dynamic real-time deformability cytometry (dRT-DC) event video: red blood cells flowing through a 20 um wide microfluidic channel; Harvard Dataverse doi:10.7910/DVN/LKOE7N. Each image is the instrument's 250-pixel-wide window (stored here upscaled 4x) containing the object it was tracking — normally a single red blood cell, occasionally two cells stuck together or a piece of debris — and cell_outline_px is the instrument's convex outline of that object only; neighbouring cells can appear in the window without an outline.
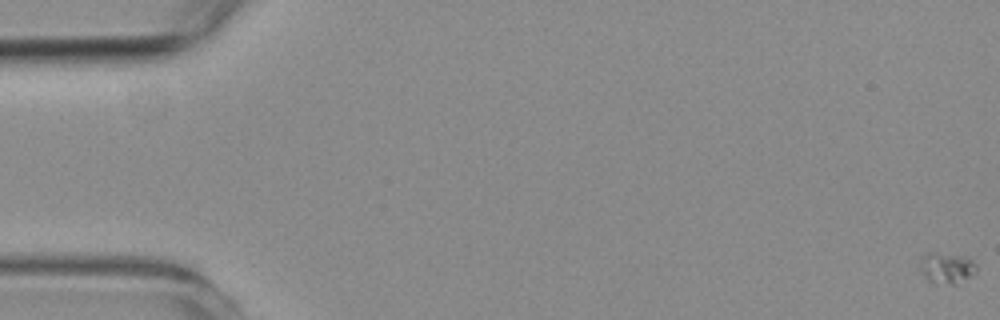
{"species": "common noctule bat (a hibernating species)", "species_latin": "Nyctalus noctula", "temperature_condition": "room temperature", "stored_images_in_passage": 11, "camera_frame_rate_fps": 3000, "um_per_image_px": 0.085, "animal": {"sex": "female", "body_mass_g": 19.3, "forearm_length_mm": 54.1}, "frame": {"image": 1, "passage_image": 1, "time_ms": 0.0, "image_size_px": [1000, 320], "cell_outline_px": [[976, 272], [972, 276], [956, 284], [936, 284], [928, 280], [920, 272], [916, 260], [924, 252], [936, 252], [968, 256], [976, 264]], "centroid_in_image_um": [80.39, 22.74], "position_along_channel_um": 4.6, "area_um2": 10.87}}